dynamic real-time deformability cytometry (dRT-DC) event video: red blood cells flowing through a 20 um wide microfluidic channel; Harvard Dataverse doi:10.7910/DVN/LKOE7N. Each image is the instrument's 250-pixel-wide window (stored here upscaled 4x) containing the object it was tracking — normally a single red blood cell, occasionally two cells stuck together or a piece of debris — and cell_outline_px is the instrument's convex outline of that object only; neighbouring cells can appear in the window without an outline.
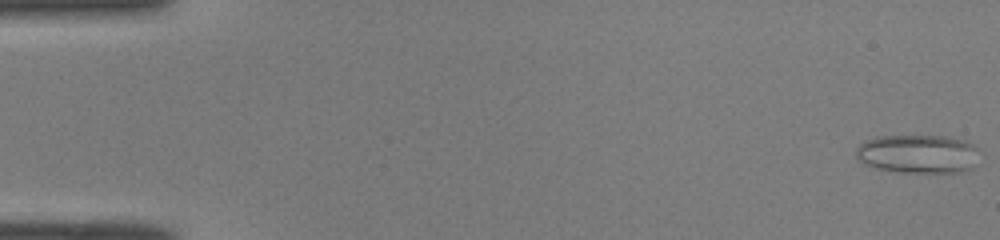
{"species": "common noctule bat (a hibernating species)", "species_latin": "Nyctalus noctula", "temperature_condition": "room temperature", "stored_images_in_passage": 47, "camera_frame_rate_fps": 3000, "um_per_image_px": 0.085, "animal": {"sex": "male", "body_mass_g": 19.0, "forearm_length_mm": 50.8}, "frame": {"image": 1, "passage_image": 1, "time_ms": 0.0, "image_size_px": [1000, 240], "cell_outline_px": [[984, 152], [972, 168], [960, 172], [900, 172], [876, 168], [864, 164], [856, 156], [856, 148], [864, 140], [876, 136], [948, 136], [964, 140], [980, 148]], "centroid_in_image_um": [78.09, 13.07], "position_along_channel_um": 6.9, "area_um2": 28.32}}
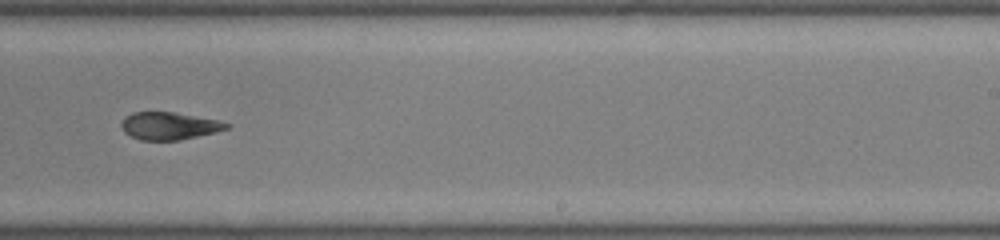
{"frame": {"image": 2, "passage_image": 32, "time_ms": 10.333, "image_size_px": [1000, 240], "cell_outline_px": [[228, 128], [216, 132], [180, 140], [140, 140], [124, 132], [120, 124], [124, 116], [132, 112], [172, 112], [220, 120], [228, 124]], "centroid_in_image_um": [14.35, 10.7], "position_along_channel_um": 274.7, "area_um2": 16.82}}
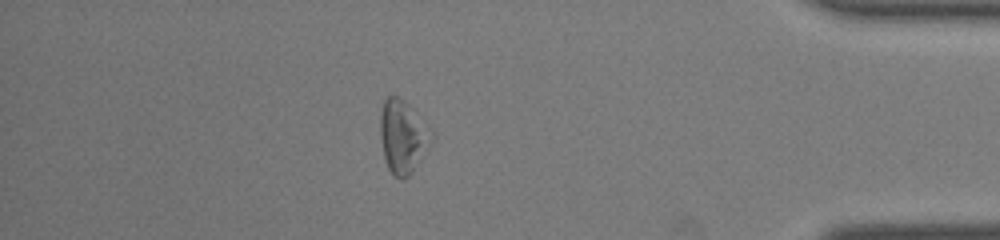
{"frame": {"image": 3, "passage_image": 44, "time_ms": 14.333, "image_size_px": [1000, 240], "cell_outline_px": [[432, 140], [412, 172], [404, 180], [400, 180], [388, 168], [384, 160], [380, 136], [380, 116], [384, 100], [388, 96], [396, 96], [404, 100], [432, 132]], "centroid_in_image_um": [34.2, 11.63], "position_along_channel_um": 401.0, "area_um2": 21.39}}